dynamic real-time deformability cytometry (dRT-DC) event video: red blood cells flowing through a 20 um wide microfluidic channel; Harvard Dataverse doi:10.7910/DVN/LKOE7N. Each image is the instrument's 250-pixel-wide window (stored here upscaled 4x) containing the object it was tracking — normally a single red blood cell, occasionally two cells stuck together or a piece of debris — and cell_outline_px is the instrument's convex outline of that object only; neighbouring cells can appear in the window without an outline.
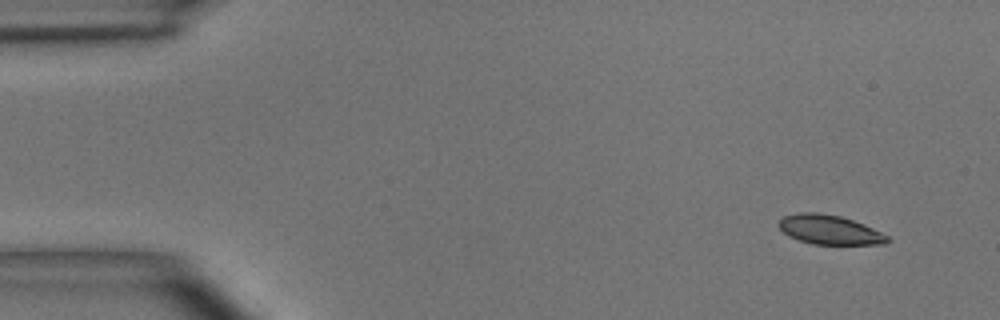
{"species": "common noctule bat (a hibernating species)", "species_latin": "Nyctalus noctula", "temperature_condition": "room temperature", "stored_images_in_passage": 4, "camera_frame_rate_fps": 3000, "um_per_image_px": 0.085, "animal": {"sex": "male", "body_mass_g": 15.6}, "frame": {"image": 1, "passage_image": 1, "time_ms": 0.0, "image_size_px": [1000, 320], "cell_outline_px": [[892, 240], [884, 244], [812, 244], [788, 236], [780, 228], [780, 220], [784, 216], [800, 212], [816, 212], [840, 216], [864, 224], [888, 236]], "centroid_in_image_um": [70.53, 19.53], "position_along_channel_um": 14.5, "area_um2": 18.38}}
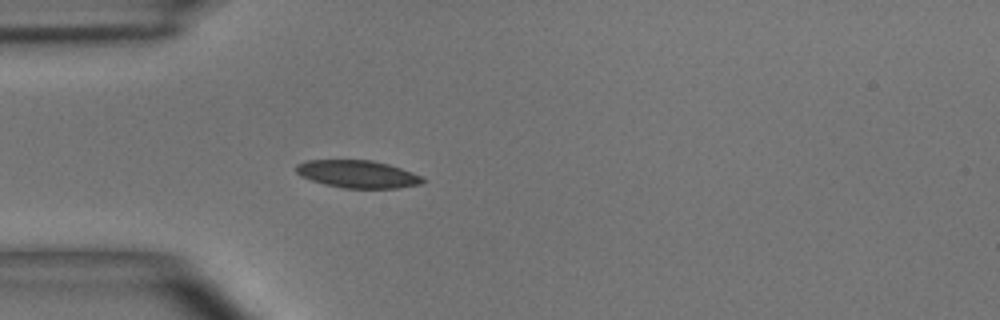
{"frame": {"image": 2, "passage_image": 4, "time_ms": 3.667, "image_size_px": [1000, 320], "cell_outline_px": [[424, 180], [420, 184], [396, 188], [344, 188], [324, 184], [300, 176], [296, 172], [296, 164], [304, 160], [372, 160], [388, 164], [412, 172], [420, 176]], "centroid_in_image_um": [30.35, 14.79], "position_along_channel_um": 54.7, "area_um2": 20.23}}